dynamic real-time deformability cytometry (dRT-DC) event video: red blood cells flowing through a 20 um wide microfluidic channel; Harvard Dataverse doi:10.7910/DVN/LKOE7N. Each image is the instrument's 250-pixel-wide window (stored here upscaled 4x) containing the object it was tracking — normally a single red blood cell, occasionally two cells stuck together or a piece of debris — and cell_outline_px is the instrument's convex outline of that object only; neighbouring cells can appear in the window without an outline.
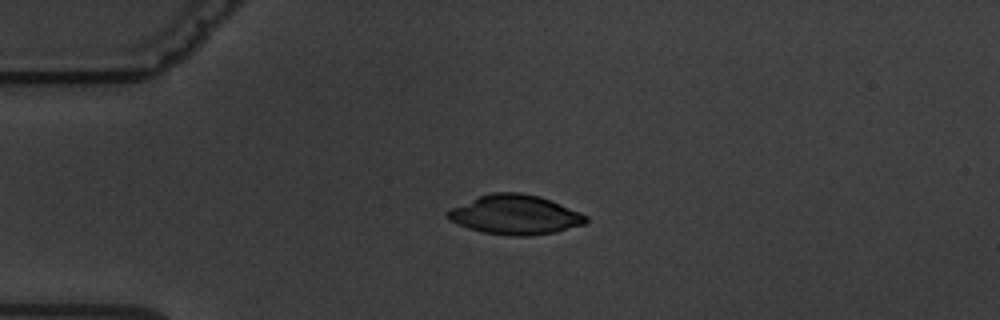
{"species": "common noctule bat (a hibernating species)", "species_latin": "Nyctalus noctula", "temperature_condition": "warm", "stored_images_in_passage": 2, "camera_frame_rate_fps": 3000, "um_per_image_px": 0.085, "animal": {"sex": "male", "body_mass_g": 19.5, "forearm_length_mm": 54.6}, "frame": {"image": 1, "passage_image": 1, "time_ms": 0.0, "image_size_px": [1000, 320], "cell_outline_px": [[588, 220], [584, 224], [556, 232], [528, 236], [512, 236], [480, 232], [468, 228], [448, 220], [444, 212], [476, 196], [492, 192], [520, 192], [540, 196], [580, 212], [588, 216]], "centroid_in_image_um": [43.75, 18.25], "position_along_channel_um": 41.2, "area_um2": 32.02}}